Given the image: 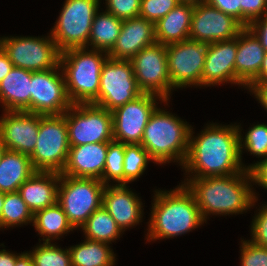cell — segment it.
Instances as JSON below:
<instances>
[{
  "mask_svg": "<svg viewBox=\"0 0 267 266\" xmlns=\"http://www.w3.org/2000/svg\"><path fill=\"white\" fill-rule=\"evenodd\" d=\"M193 134L191 126L187 157L180 167L186 178L229 176L245 170L236 122L229 125L210 122L196 136Z\"/></svg>",
  "mask_w": 267,
  "mask_h": 266,
  "instance_id": "obj_1",
  "label": "cell"
},
{
  "mask_svg": "<svg viewBox=\"0 0 267 266\" xmlns=\"http://www.w3.org/2000/svg\"><path fill=\"white\" fill-rule=\"evenodd\" d=\"M193 194L207 224L211 215H238L255 208L258 195L250 170L229 176L184 178L181 182Z\"/></svg>",
  "mask_w": 267,
  "mask_h": 266,
  "instance_id": "obj_2",
  "label": "cell"
},
{
  "mask_svg": "<svg viewBox=\"0 0 267 266\" xmlns=\"http://www.w3.org/2000/svg\"><path fill=\"white\" fill-rule=\"evenodd\" d=\"M153 192L146 242L182 236L206 223L193 194L184 184Z\"/></svg>",
  "mask_w": 267,
  "mask_h": 266,
  "instance_id": "obj_3",
  "label": "cell"
},
{
  "mask_svg": "<svg viewBox=\"0 0 267 266\" xmlns=\"http://www.w3.org/2000/svg\"><path fill=\"white\" fill-rule=\"evenodd\" d=\"M167 110L156 107L144 129L140 144L156 164L176 162L182 167L188 153L192 125Z\"/></svg>",
  "mask_w": 267,
  "mask_h": 266,
  "instance_id": "obj_4",
  "label": "cell"
},
{
  "mask_svg": "<svg viewBox=\"0 0 267 266\" xmlns=\"http://www.w3.org/2000/svg\"><path fill=\"white\" fill-rule=\"evenodd\" d=\"M107 58L108 52L87 47L61 52L60 67L72 104H94L98 100L101 68Z\"/></svg>",
  "mask_w": 267,
  "mask_h": 266,
  "instance_id": "obj_5",
  "label": "cell"
},
{
  "mask_svg": "<svg viewBox=\"0 0 267 266\" xmlns=\"http://www.w3.org/2000/svg\"><path fill=\"white\" fill-rule=\"evenodd\" d=\"M105 184L94 178H79L60 174L57 203L75 230L102 206Z\"/></svg>",
  "mask_w": 267,
  "mask_h": 266,
  "instance_id": "obj_6",
  "label": "cell"
},
{
  "mask_svg": "<svg viewBox=\"0 0 267 266\" xmlns=\"http://www.w3.org/2000/svg\"><path fill=\"white\" fill-rule=\"evenodd\" d=\"M70 149L64 114L40 115L39 133L29 156L35 171L62 173Z\"/></svg>",
  "mask_w": 267,
  "mask_h": 266,
  "instance_id": "obj_7",
  "label": "cell"
},
{
  "mask_svg": "<svg viewBox=\"0 0 267 266\" xmlns=\"http://www.w3.org/2000/svg\"><path fill=\"white\" fill-rule=\"evenodd\" d=\"M102 0H65L51 37L59 50L88 48L92 22Z\"/></svg>",
  "mask_w": 267,
  "mask_h": 266,
  "instance_id": "obj_8",
  "label": "cell"
},
{
  "mask_svg": "<svg viewBox=\"0 0 267 266\" xmlns=\"http://www.w3.org/2000/svg\"><path fill=\"white\" fill-rule=\"evenodd\" d=\"M48 36H2L0 46L8 54L14 67L36 71L57 68L61 51L51 34Z\"/></svg>",
  "mask_w": 267,
  "mask_h": 266,
  "instance_id": "obj_9",
  "label": "cell"
},
{
  "mask_svg": "<svg viewBox=\"0 0 267 266\" xmlns=\"http://www.w3.org/2000/svg\"><path fill=\"white\" fill-rule=\"evenodd\" d=\"M70 146L113 140L112 112L93 103H78L64 113Z\"/></svg>",
  "mask_w": 267,
  "mask_h": 266,
  "instance_id": "obj_10",
  "label": "cell"
},
{
  "mask_svg": "<svg viewBox=\"0 0 267 266\" xmlns=\"http://www.w3.org/2000/svg\"><path fill=\"white\" fill-rule=\"evenodd\" d=\"M141 94L131 61L108 57L101 68L98 100L94 104L113 111Z\"/></svg>",
  "mask_w": 267,
  "mask_h": 266,
  "instance_id": "obj_11",
  "label": "cell"
},
{
  "mask_svg": "<svg viewBox=\"0 0 267 266\" xmlns=\"http://www.w3.org/2000/svg\"><path fill=\"white\" fill-rule=\"evenodd\" d=\"M207 49V43L191 39L166 45L168 74L173 90L192 86L201 88Z\"/></svg>",
  "mask_w": 267,
  "mask_h": 266,
  "instance_id": "obj_12",
  "label": "cell"
},
{
  "mask_svg": "<svg viewBox=\"0 0 267 266\" xmlns=\"http://www.w3.org/2000/svg\"><path fill=\"white\" fill-rule=\"evenodd\" d=\"M130 61L143 93L157 95L163 100L171 99L174 90L168 74L166 45L155 42L141 49Z\"/></svg>",
  "mask_w": 267,
  "mask_h": 266,
  "instance_id": "obj_13",
  "label": "cell"
},
{
  "mask_svg": "<svg viewBox=\"0 0 267 266\" xmlns=\"http://www.w3.org/2000/svg\"><path fill=\"white\" fill-rule=\"evenodd\" d=\"M157 101V102H156ZM169 106V100L143 93L135 100L119 106L112 112L113 140L124 144H140L144 129L157 105Z\"/></svg>",
  "mask_w": 267,
  "mask_h": 266,
  "instance_id": "obj_14",
  "label": "cell"
},
{
  "mask_svg": "<svg viewBox=\"0 0 267 266\" xmlns=\"http://www.w3.org/2000/svg\"><path fill=\"white\" fill-rule=\"evenodd\" d=\"M71 106L60 65L45 71H31V113L61 115Z\"/></svg>",
  "mask_w": 267,
  "mask_h": 266,
  "instance_id": "obj_15",
  "label": "cell"
},
{
  "mask_svg": "<svg viewBox=\"0 0 267 266\" xmlns=\"http://www.w3.org/2000/svg\"><path fill=\"white\" fill-rule=\"evenodd\" d=\"M243 28L233 16L204 2L194 6L189 39L207 44L230 40L237 37Z\"/></svg>",
  "mask_w": 267,
  "mask_h": 266,
  "instance_id": "obj_16",
  "label": "cell"
},
{
  "mask_svg": "<svg viewBox=\"0 0 267 266\" xmlns=\"http://www.w3.org/2000/svg\"><path fill=\"white\" fill-rule=\"evenodd\" d=\"M40 115L26 111H3L0 116V138L7 150L30 156L39 133Z\"/></svg>",
  "mask_w": 267,
  "mask_h": 266,
  "instance_id": "obj_17",
  "label": "cell"
},
{
  "mask_svg": "<svg viewBox=\"0 0 267 266\" xmlns=\"http://www.w3.org/2000/svg\"><path fill=\"white\" fill-rule=\"evenodd\" d=\"M127 184L106 185L102 205L124 231L139 225L144 216L142 199Z\"/></svg>",
  "mask_w": 267,
  "mask_h": 266,
  "instance_id": "obj_18",
  "label": "cell"
},
{
  "mask_svg": "<svg viewBox=\"0 0 267 266\" xmlns=\"http://www.w3.org/2000/svg\"><path fill=\"white\" fill-rule=\"evenodd\" d=\"M237 37L208 44L201 87L230 83L235 85Z\"/></svg>",
  "mask_w": 267,
  "mask_h": 266,
  "instance_id": "obj_19",
  "label": "cell"
},
{
  "mask_svg": "<svg viewBox=\"0 0 267 266\" xmlns=\"http://www.w3.org/2000/svg\"><path fill=\"white\" fill-rule=\"evenodd\" d=\"M156 42L155 24L140 16L123 20L120 34L108 57L131 60L141 49Z\"/></svg>",
  "mask_w": 267,
  "mask_h": 266,
  "instance_id": "obj_20",
  "label": "cell"
},
{
  "mask_svg": "<svg viewBox=\"0 0 267 266\" xmlns=\"http://www.w3.org/2000/svg\"><path fill=\"white\" fill-rule=\"evenodd\" d=\"M265 50L256 35L244 27L237 36L235 85L247 87L258 77Z\"/></svg>",
  "mask_w": 267,
  "mask_h": 266,
  "instance_id": "obj_21",
  "label": "cell"
},
{
  "mask_svg": "<svg viewBox=\"0 0 267 266\" xmlns=\"http://www.w3.org/2000/svg\"><path fill=\"white\" fill-rule=\"evenodd\" d=\"M108 142L70 146L68 158L61 174L100 180L105 167Z\"/></svg>",
  "mask_w": 267,
  "mask_h": 266,
  "instance_id": "obj_22",
  "label": "cell"
},
{
  "mask_svg": "<svg viewBox=\"0 0 267 266\" xmlns=\"http://www.w3.org/2000/svg\"><path fill=\"white\" fill-rule=\"evenodd\" d=\"M59 181L60 173L36 171L21 184L18 192L34 214L57 202Z\"/></svg>",
  "mask_w": 267,
  "mask_h": 266,
  "instance_id": "obj_23",
  "label": "cell"
},
{
  "mask_svg": "<svg viewBox=\"0 0 267 266\" xmlns=\"http://www.w3.org/2000/svg\"><path fill=\"white\" fill-rule=\"evenodd\" d=\"M0 104L3 111L31 113V71L12 67L0 82Z\"/></svg>",
  "mask_w": 267,
  "mask_h": 266,
  "instance_id": "obj_24",
  "label": "cell"
},
{
  "mask_svg": "<svg viewBox=\"0 0 267 266\" xmlns=\"http://www.w3.org/2000/svg\"><path fill=\"white\" fill-rule=\"evenodd\" d=\"M194 6L179 3L166 16L155 23L156 42L163 45L189 39Z\"/></svg>",
  "mask_w": 267,
  "mask_h": 266,
  "instance_id": "obj_25",
  "label": "cell"
},
{
  "mask_svg": "<svg viewBox=\"0 0 267 266\" xmlns=\"http://www.w3.org/2000/svg\"><path fill=\"white\" fill-rule=\"evenodd\" d=\"M34 172L28 155L6 150L0 159V192H17Z\"/></svg>",
  "mask_w": 267,
  "mask_h": 266,
  "instance_id": "obj_26",
  "label": "cell"
},
{
  "mask_svg": "<svg viewBox=\"0 0 267 266\" xmlns=\"http://www.w3.org/2000/svg\"><path fill=\"white\" fill-rule=\"evenodd\" d=\"M32 226L35 227L39 242H54L75 229L67 220V216L61 206L56 202L45 209L38 210L33 215Z\"/></svg>",
  "mask_w": 267,
  "mask_h": 266,
  "instance_id": "obj_27",
  "label": "cell"
},
{
  "mask_svg": "<svg viewBox=\"0 0 267 266\" xmlns=\"http://www.w3.org/2000/svg\"><path fill=\"white\" fill-rule=\"evenodd\" d=\"M98 10L94 16L88 48L109 52L120 34L123 20L106 10Z\"/></svg>",
  "mask_w": 267,
  "mask_h": 266,
  "instance_id": "obj_28",
  "label": "cell"
},
{
  "mask_svg": "<svg viewBox=\"0 0 267 266\" xmlns=\"http://www.w3.org/2000/svg\"><path fill=\"white\" fill-rule=\"evenodd\" d=\"M80 244L68 247L72 266H115L116 253L108 243L82 240Z\"/></svg>",
  "mask_w": 267,
  "mask_h": 266,
  "instance_id": "obj_29",
  "label": "cell"
},
{
  "mask_svg": "<svg viewBox=\"0 0 267 266\" xmlns=\"http://www.w3.org/2000/svg\"><path fill=\"white\" fill-rule=\"evenodd\" d=\"M80 229L85 239L108 244L120 239L123 233L103 205L90 215Z\"/></svg>",
  "mask_w": 267,
  "mask_h": 266,
  "instance_id": "obj_30",
  "label": "cell"
},
{
  "mask_svg": "<svg viewBox=\"0 0 267 266\" xmlns=\"http://www.w3.org/2000/svg\"><path fill=\"white\" fill-rule=\"evenodd\" d=\"M33 215L18 191L5 193L1 214V229L31 225Z\"/></svg>",
  "mask_w": 267,
  "mask_h": 266,
  "instance_id": "obj_31",
  "label": "cell"
},
{
  "mask_svg": "<svg viewBox=\"0 0 267 266\" xmlns=\"http://www.w3.org/2000/svg\"><path fill=\"white\" fill-rule=\"evenodd\" d=\"M240 123H236L239 131V150L240 159L243 167L247 170V165L242 161L243 150L249 152L250 155L260 158L259 161L267 158V124H252L245 136L242 134L243 128ZM246 149V150H245Z\"/></svg>",
  "mask_w": 267,
  "mask_h": 266,
  "instance_id": "obj_32",
  "label": "cell"
},
{
  "mask_svg": "<svg viewBox=\"0 0 267 266\" xmlns=\"http://www.w3.org/2000/svg\"><path fill=\"white\" fill-rule=\"evenodd\" d=\"M154 160L141 144H125L124 153V184H130L143 175L149 162Z\"/></svg>",
  "mask_w": 267,
  "mask_h": 266,
  "instance_id": "obj_33",
  "label": "cell"
},
{
  "mask_svg": "<svg viewBox=\"0 0 267 266\" xmlns=\"http://www.w3.org/2000/svg\"><path fill=\"white\" fill-rule=\"evenodd\" d=\"M31 251H27L34 266H72L69 248H61L53 242H39Z\"/></svg>",
  "mask_w": 267,
  "mask_h": 266,
  "instance_id": "obj_34",
  "label": "cell"
},
{
  "mask_svg": "<svg viewBox=\"0 0 267 266\" xmlns=\"http://www.w3.org/2000/svg\"><path fill=\"white\" fill-rule=\"evenodd\" d=\"M124 153V143L115 140L108 142L105 167L103 170L102 177L100 178L103 184L109 185L110 182V184L113 185L114 183L115 185L124 184Z\"/></svg>",
  "mask_w": 267,
  "mask_h": 266,
  "instance_id": "obj_35",
  "label": "cell"
},
{
  "mask_svg": "<svg viewBox=\"0 0 267 266\" xmlns=\"http://www.w3.org/2000/svg\"><path fill=\"white\" fill-rule=\"evenodd\" d=\"M179 3V0H141L139 16L155 24Z\"/></svg>",
  "mask_w": 267,
  "mask_h": 266,
  "instance_id": "obj_36",
  "label": "cell"
},
{
  "mask_svg": "<svg viewBox=\"0 0 267 266\" xmlns=\"http://www.w3.org/2000/svg\"><path fill=\"white\" fill-rule=\"evenodd\" d=\"M240 244L241 266H267V247L252 243L249 239Z\"/></svg>",
  "mask_w": 267,
  "mask_h": 266,
  "instance_id": "obj_37",
  "label": "cell"
},
{
  "mask_svg": "<svg viewBox=\"0 0 267 266\" xmlns=\"http://www.w3.org/2000/svg\"><path fill=\"white\" fill-rule=\"evenodd\" d=\"M103 4L107 12L118 19L126 20L139 16L141 0H105Z\"/></svg>",
  "mask_w": 267,
  "mask_h": 266,
  "instance_id": "obj_38",
  "label": "cell"
},
{
  "mask_svg": "<svg viewBox=\"0 0 267 266\" xmlns=\"http://www.w3.org/2000/svg\"><path fill=\"white\" fill-rule=\"evenodd\" d=\"M255 211L250 227V241L256 245L267 247V204H262Z\"/></svg>",
  "mask_w": 267,
  "mask_h": 266,
  "instance_id": "obj_39",
  "label": "cell"
},
{
  "mask_svg": "<svg viewBox=\"0 0 267 266\" xmlns=\"http://www.w3.org/2000/svg\"><path fill=\"white\" fill-rule=\"evenodd\" d=\"M240 5L241 24L244 27L267 14L266 0H240Z\"/></svg>",
  "mask_w": 267,
  "mask_h": 266,
  "instance_id": "obj_40",
  "label": "cell"
},
{
  "mask_svg": "<svg viewBox=\"0 0 267 266\" xmlns=\"http://www.w3.org/2000/svg\"><path fill=\"white\" fill-rule=\"evenodd\" d=\"M247 170H250L253 186L267 190V158L247 165Z\"/></svg>",
  "mask_w": 267,
  "mask_h": 266,
  "instance_id": "obj_41",
  "label": "cell"
},
{
  "mask_svg": "<svg viewBox=\"0 0 267 266\" xmlns=\"http://www.w3.org/2000/svg\"><path fill=\"white\" fill-rule=\"evenodd\" d=\"M206 2L225 14L233 16L241 23L240 0H206Z\"/></svg>",
  "mask_w": 267,
  "mask_h": 266,
  "instance_id": "obj_42",
  "label": "cell"
},
{
  "mask_svg": "<svg viewBox=\"0 0 267 266\" xmlns=\"http://www.w3.org/2000/svg\"><path fill=\"white\" fill-rule=\"evenodd\" d=\"M247 27L256 35L267 52V14L254 20Z\"/></svg>",
  "mask_w": 267,
  "mask_h": 266,
  "instance_id": "obj_43",
  "label": "cell"
},
{
  "mask_svg": "<svg viewBox=\"0 0 267 266\" xmlns=\"http://www.w3.org/2000/svg\"><path fill=\"white\" fill-rule=\"evenodd\" d=\"M267 112V82H252L247 89Z\"/></svg>",
  "mask_w": 267,
  "mask_h": 266,
  "instance_id": "obj_44",
  "label": "cell"
},
{
  "mask_svg": "<svg viewBox=\"0 0 267 266\" xmlns=\"http://www.w3.org/2000/svg\"><path fill=\"white\" fill-rule=\"evenodd\" d=\"M13 63L8 57V54L0 46V82L10 72Z\"/></svg>",
  "mask_w": 267,
  "mask_h": 266,
  "instance_id": "obj_45",
  "label": "cell"
},
{
  "mask_svg": "<svg viewBox=\"0 0 267 266\" xmlns=\"http://www.w3.org/2000/svg\"><path fill=\"white\" fill-rule=\"evenodd\" d=\"M20 253L10 252L6 249H0V266H15L16 258Z\"/></svg>",
  "mask_w": 267,
  "mask_h": 266,
  "instance_id": "obj_46",
  "label": "cell"
},
{
  "mask_svg": "<svg viewBox=\"0 0 267 266\" xmlns=\"http://www.w3.org/2000/svg\"><path fill=\"white\" fill-rule=\"evenodd\" d=\"M15 266H34L32 258L27 251L21 252L16 258Z\"/></svg>",
  "mask_w": 267,
  "mask_h": 266,
  "instance_id": "obj_47",
  "label": "cell"
},
{
  "mask_svg": "<svg viewBox=\"0 0 267 266\" xmlns=\"http://www.w3.org/2000/svg\"><path fill=\"white\" fill-rule=\"evenodd\" d=\"M253 82H267V52L264 54L263 64L259 75Z\"/></svg>",
  "mask_w": 267,
  "mask_h": 266,
  "instance_id": "obj_48",
  "label": "cell"
},
{
  "mask_svg": "<svg viewBox=\"0 0 267 266\" xmlns=\"http://www.w3.org/2000/svg\"><path fill=\"white\" fill-rule=\"evenodd\" d=\"M179 2L195 6L206 2V0H179Z\"/></svg>",
  "mask_w": 267,
  "mask_h": 266,
  "instance_id": "obj_49",
  "label": "cell"
},
{
  "mask_svg": "<svg viewBox=\"0 0 267 266\" xmlns=\"http://www.w3.org/2000/svg\"><path fill=\"white\" fill-rule=\"evenodd\" d=\"M4 198H5V193L0 192V230H1V214H2V207L4 204Z\"/></svg>",
  "mask_w": 267,
  "mask_h": 266,
  "instance_id": "obj_50",
  "label": "cell"
},
{
  "mask_svg": "<svg viewBox=\"0 0 267 266\" xmlns=\"http://www.w3.org/2000/svg\"><path fill=\"white\" fill-rule=\"evenodd\" d=\"M6 146L5 144L2 142L1 138H0V159L2 158L4 152L6 151Z\"/></svg>",
  "mask_w": 267,
  "mask_h": 266,
  "instance_id": "obj_51",
  "label": "cell"
}]
</instances>
